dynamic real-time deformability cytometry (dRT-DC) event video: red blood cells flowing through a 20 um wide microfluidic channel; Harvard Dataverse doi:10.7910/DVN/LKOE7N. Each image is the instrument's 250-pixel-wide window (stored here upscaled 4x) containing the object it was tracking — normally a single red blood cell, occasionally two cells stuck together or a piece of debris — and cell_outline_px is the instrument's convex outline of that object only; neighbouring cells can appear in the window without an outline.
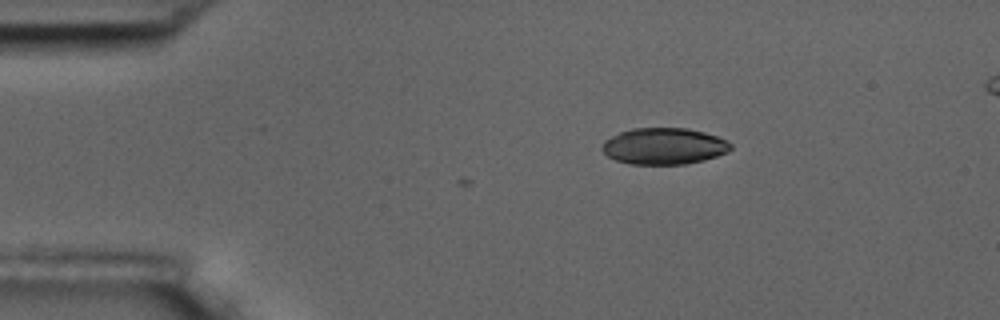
{"species": "common noctule bat (a hibernating species)", "species_latin": "Nyctalus noctula", "temperature_condition": "room temperature", "stored_images_in_passage": 3, "camera_frame_rate_fps": 3000, "um_per_image_px": 0.085, "animal": {"sex": "male", "body_mass_g": 17.5, "forearm_length_mm": 52.3}, "frame": {"image": 1, "passage_image": 1, "time_ms": 0.0, "image_size_px": [1000, 320], "cell_outline_px": [[732, 148], [728, 152], [704, 160], [684, 164], [628, 164], [616, 160], [608, 156], [600, 148], [604, 140], [620, 132], [632, 128], [688, 128], [704, 132], [728, 140], [732, 144]], "centroid_in_image_um": [56.44, 12.42], "position_along_channel_um": 28.6, "area_um2": 27.46}}